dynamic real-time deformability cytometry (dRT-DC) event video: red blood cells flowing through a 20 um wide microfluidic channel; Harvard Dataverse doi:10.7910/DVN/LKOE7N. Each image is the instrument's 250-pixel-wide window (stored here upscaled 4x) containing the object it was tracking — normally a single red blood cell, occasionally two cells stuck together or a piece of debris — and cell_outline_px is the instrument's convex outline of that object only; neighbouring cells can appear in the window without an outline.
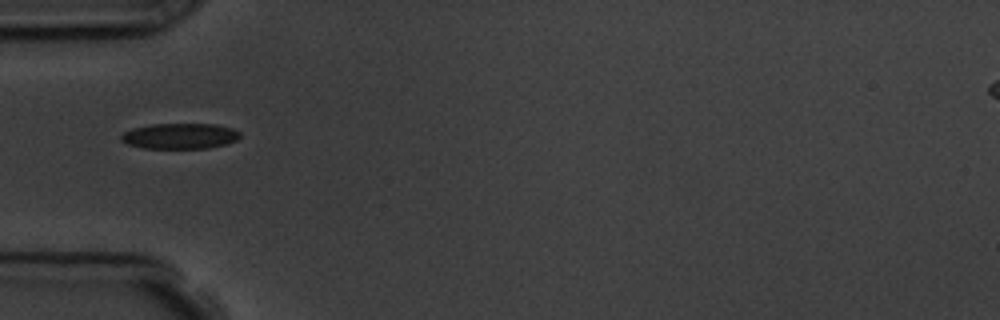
{"species": "common noctule bat (a hibernating species)", "species_latin": "Nyctalus noctula", "temperature_condition": "room temperature", "stored_images_in_passage": 4, "camera_frame_rate_fps": 3000, "um_per_image_px": 0.085, "animal": {"sex": "male", "body_mass_g": 19.5, "forearm_length_mm": 54.6}, "frame": {"image": 1, "passage_image": 4, "time_ms": 4.333, "image_size_px": [1000, 320], "cell_outline_px": [[240, 136], [236, 140], [228, 144], [208, 148], [144, 148], [128, 144], [120, 140], [120, 136], [124, 132], [132, 128], [152, 124], [216, 124], [232, 128], [240, 132]], "centroid_in_image_um": [15.3, 11.56], "position_along_channel_um": 69.7, "area_um2": 17.8}}